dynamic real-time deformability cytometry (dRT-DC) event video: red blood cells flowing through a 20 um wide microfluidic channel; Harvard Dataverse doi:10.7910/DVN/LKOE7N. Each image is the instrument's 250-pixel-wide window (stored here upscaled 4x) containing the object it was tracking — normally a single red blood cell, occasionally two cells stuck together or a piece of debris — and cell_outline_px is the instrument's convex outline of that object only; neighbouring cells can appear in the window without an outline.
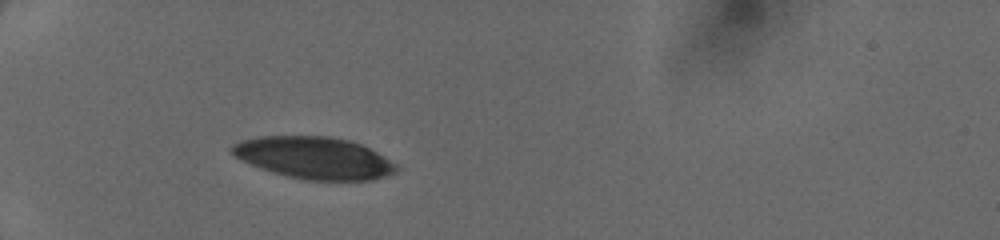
{"species": "human", "species_latin": "Homo sapiens", "temperature_condition": "cold", "stored_images_in_passage": 33, "camera_frame_rate_fps": 3000, "um_per_image_px": 0.085, "donor": {"sex": "female"}, "frame": {"image": 1, "passage_image": 1, "time_ms": 0.0, "image_size_px": [1000, 240], "cell_outline_px": [[400, 168], [396, 172], [372, 180], [308, 180], [288, 176], [272, 172], [260, 168], [232, 156], [228, 148], [232, 144], [240, 140], [256, 136], [328, 136], [348, 140], [360, 144], [376, 152], [396, 164]], "centroid_in_image_um": [26.64, 13.41], "position_along_channel_um": 58.4, "area_um2": 40.29}}
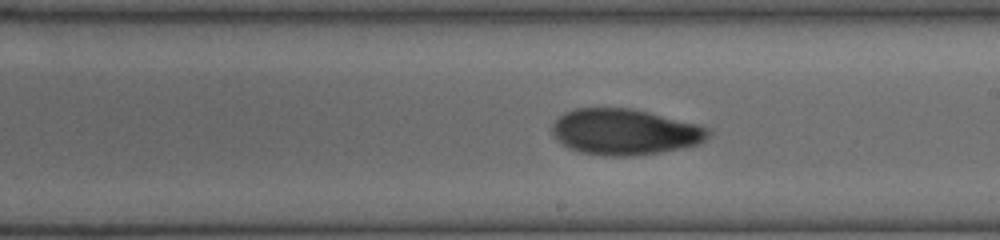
{"frame": {"image": 2, "passage_image": 15, "time_ms": 4.667, "image_size_px": [1000, 240], "cell_outline_px": [[712, 132], [700, 144], [684, 148], [660, 152], [632, 156], [604, 156], [580, 152], [568, 148], [556, 140], [552, 132], [552, 124], [564, 112], [576, 108], [632, 108], [696, 124], [708, 128]], "centroid_in_image_um": [53.08, 11.22], "position_along_channel_um": 235.9, "area_um2": 41.91}}
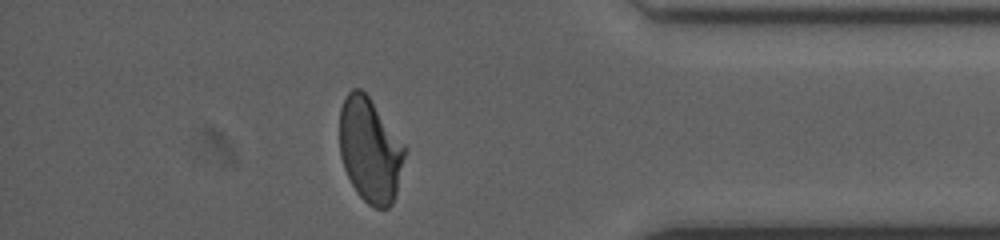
{"frame": {"image": 3, "passage_image": 28, "time_ms": 9.0, "image_size_px": [1000, 240], "cell_outline_px": [[404, 156], [396, 192], [392, 204], [388, 208], [372, 208], [356, 192], [344, 168], [340, 156], [340, 108], [348, 92], [352, 88], [360, 88], [368, 96], [404, 144]], "centroid_in_image_um": [31.43, 12.76], "position_along_channel_um": 403.8, "area_um2": 39.19}}